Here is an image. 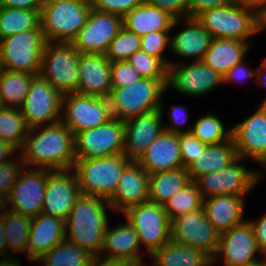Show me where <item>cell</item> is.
Listing matches in <instances>:
<instances>
[{"label":"cell","instance_id":"6da1fadb","mask_svg":"<svg viewBox=\"0 0 266 266\" xmlns=\"http://www.w3.org/2000/svg\"><path fill=\"white\" fill-rule=\"evenodd\" d=\"M19 154L27 168L71 169L76 161L75 135L61 121L30 128Z\"/></svg>","mask_w":266,"mask_h":266},{"label":"cell","instance_id":"7a4b0ae2","mask_svg":"<svg viewBox=\"0 0 266 266\" xmlns=\"http://www.w3.org/2000/svg\"><path fill=\"white\" fill-rule=\"evenodd\" d=\"M107 200L81 194L65 220L66 239L99 257L103 239L109 224Z\"/></svg>","mask_w":266,"mask_h":266},{"label":"cell","instance_id":"3957f363","mask_svg":"<svg viewBox=\"0 0 266 266\" xmlns=\"http://www.w3.org/2000/svg\"><path fill=\"white\" fill-rule=\"evenodd\" d=\"M167 84L168 79L141 78L131 85L112 89L108 98L112 117L125 122L159 109Z\"/></svg>","mask_w":266,"mask_h":266},{"label":"cell","instance_id":"277c9868","mask_svg":"<svg viewBox=\"0 0 266 266\" xmlns=\"http://www.w3.org/2000/svg\"><path fill=\"white\" fill-rule=\"evenodd\" d=\"M130 162L124 153L96 159H76L72 169L81 194L108 201L119 184L124 168Z\"/></svg>","mask_w":266,"mask_h":266},{"label":"cell","instance_id":"5b68a950","mask_svg":"<svg viewBox=\"0 0 266 266\" xmlns=\"http://www.w3.org/2000/svg\"><path fill=\"white\" fill-rule=\"evenodd\" d=\"M196 19L213 38L250 42L257 35V13L233 2L206 10Z\"/></svg>","mask_w":266,"mask_h":266},{"label":"cell","instance_id":"8992f818","mask_svg":"<svg viewBox=\"0 0 266 266\" xmlns=\"http://www.w3.org/2000/svg\"><path fill=\"white\" fill-rule=\"evenodd\" d=\"M80 52L71 43L46 42L39 75L61 95L76 93L79 82Z\"/></svg>","mask_w":266,"mask_h":266},{"label":"cell","instance_id":"52a82bcc","mask_svg":"<svg viewBox=\"0 0 266 266\" xmlns=\"http://www.w3.org/2000/svg\"><path fill=\"white\" fill-rule=\"evenodd\" d=\"M91 9V1L44 3L40 21L45 41L71 43Z\"/></svg>","mask_w":266,"mask_h":266},{"label":"cell","instance_id":"ba28073f","mask_svg":"<svg viewBox=\"0 0 266 266\" xmlns=\"http://www.w3.org/2000/svg\"><path fill=\"white\" fill-rule=\"evenodd\" d=\"M45 44L42 30H27L1 39V69L38 75Z\"/></svg>","mask_w":266,"mask_h":266},{"label":"cell","instance_id":"9c48e42d","mask_svg":"<svg viewBox=\"0 0 266 266\" xmlns=\"http://www.w3.org/2000/svg\"><path fill=\"white\" fill-rule=\"evenodd\" d=\"M123 214L136 230L142 250L144 248L149 256L171 240V221L164 206L147 201L128 208Z\"/></svg>","mask_w":266,"mask_h":266},{"label":"cell","instance_id":"30bf717a","mask_svg":"<svg viewBox=\"0 0 266 266\" xmlns=\"http://www.w3.org/2000/svg\"><path fill=\"white\" fill-rule=\"evenodd\" d=\"M238 157L230 165L198 178L195 183L203 199L215 195H247L257 185L263 174L249 169Z\"/></svg>","mask_w":266,"mask_h":266},{"label":"cell","instance_id":"8fae6325","mask_svg":"<svg viewBox=\"0 0 266 266\" xmlns=\"http://www.w3.org/2000/svg\"><path fill=\"white\" fill-rule=\"evenodd\" d=\"M112 111L108 98L69 93L62 96L61 122L74 135L108 122Z\"/></svg>","mask_w":266,"mask_h":266},{"label":"cell","instance_id":"7c38bea8","mask_svg":"<svg viewBox=\"0 0 266 266\" xmlns=\"http://www.w3.org/2000/svg\"><path fill=\"white\" fill-rule=\"evenodd\" d=\"M187 62L170 59L167 89L186 97L200 98L223 85V77L202 60Z\"/></svg>","mask_w":266,"mask_h":266},{"label":"cell","instance_id":"4fadbf2b","mask_svg":"<svg viewBox=\"0 0 266 266\" xmlns=\"http://www.w3.org/2000/svg\"><path fill=\"white\" fill-rule=\"evenodd\" d=\"M170 233L175 243L199 249L211 259L216 255L220 233L206 218L203 207L172 219Z\"/></svg>","mask_w":266,"mask_h":266},{"label":"cell","instance_id":"5bb4252c","mask_svg":"<svg viewBox=\"0 0 266 266\" xmlns=\"http://www.w3.org/2000/svg\"><path fill=\"white\" fill-rule=\"evenodd\" d=\"M62 96L39 74L31 80L20 111L28 128L47 126L61 121Z\"/></svg>","mask_w":266,"mask_h":266},{"label":"cell","instance_id":"9a60e30c","mask_svg":"<svg viewBox=\"0 0 266 266\" xmlns=\"http://www.w3.org/2000/svg\"><path fill=\"white\" fill-rule=\"evenodd\" d=\"M76 159H96L124 153V122L111 118L105 124L75 135Z\"/></svg>","mask_w":266,"mask_h":266},{"label":"cell","instance_id":"2e32d148","mask_svg":"<svg viewBox=\"0 0 266 266\" xmlns=\"http://www.w3.org/2000/svg\"><path fill=\"white\" fill-rule=\"evenodd\" d=\"M47 177L48 169L24 167L2 205L23 216L35 218L43 210Z\"/></svg>","mask_w":266,"mask_h":266},{"label":"cell","instance_id":"e0dca14e","mask_svg":"<svg viewBox=\"0 0 266 266\" xmlns=\"http://www.w3.org/2000/svg\"><path fill=\"white\" fill-rule=\"evenodd\" d=\"M266 257L257 245L250 222L246 219L220 234L219 247L212 258V266L222 260L224 266H242Z\"/></svg>","mask_w":266,"mask_h":266},{"label":"cell","instance_id":"ac0fdd59","mask_svg":"<svg viewBox=\"0 0 266 266\" xmlns=\"http://www.w3.org/2000/svg\"><path fill=\"white\" fill-rule=\"evenodd\" d=\"M122 26V17L92 8L71 44L80 53L105 54Z\"/></svg>","mask_w":266,"mask_h":266},{"label":"cell","instance_id":"d6986e66","mask_svg":"<svg viewBox=\"0 0 266 266\" xmlns=\"http://www.w3.org/2000/svg\"><path fill=\"white\" fill-rule=\"evenodd\" d=\"M238 157L251 159L262 166L266 162V103L253 114L231 127Z\"/></svg>","mask_w":266,"mask_h":266},{"label":"cell","instance_id":"ffe728a7","mask_svg":"<svg viewBox=\"0 0 266 266\" xmlns=\"http://www.w3.org/2000/svg\"><path fill=\"white\" fill-rule=\"evenodd\" d=\"M81 195L74 170H48L42 213L66 220Z\"/></svg>","mask_w":266,"mask_h":266},{"label":"cell","instance_id":"44dd1931","mask_svg":"<svg viewBox=\"0 0 266 266\" xmlns=\"http://www.w3.org/2000/svg\"><path fill=\"white\" fill-rule=\"evenodd\" d=\"M160 108L124 122V154L131 161H137L150 144L161 134L163 114L165 113L164 95Z\"/></svg>","mask_w":266,"mask_h":266},{"label":"cell","instance_id":"7402d4cb","mask_svg":"<svg viewBox=\"0 0 266 266\" xmlns=\"http://www.w3.org/2000/svg\"><path fill=\"white\" fill-rule=\"evenodd\" d=\"M106 229L103 245L98 259L105 261H123L141 263L145 266V257L142 254L139 237L136 230L126 219L116 227ZM142 251V252H141Z\"/></svg>","mask_w":266,"mask_h":266},{"label":"cell","instance_id":"603a6c76","mask_svg":"<svg viewBox=\"0 0 266 266\" xmlns=\"http://www.w3.org/2000/svg\"><path fill=\"white\" fill-rule=\"evenodd\" d=\"M149 201V174L137 162L131 161L123 170L119 184L108 203L115 213Z\"/></svg>","mask_w":266,"mask_h":266},{"label":"cell","instance_id":"cb8c5ba5","mask_svg":"<svg viewBox=\"0 0 266 266\" xmlns=\"http://www.w3.org/2000/svg\"><path fill=\"white\" fill-rule=\"evenodd\" d=\"M111 62L105 54L80 53L77 94L109 98Z\"/></svg>","mask_w":266,"mask_h":266},{"label":"cell","instance_id":"d4e9b609","mask_svg":"<svg viewBox=\"0 0 266 266\" xmlns=\"http://www.w3.org/2000/svg\"><path fill=\"white\" fill-rule=\"evenodd\" d=\"M180 23L187 25L177 33L171 30L170 51L184 60H203L213 37L196 18H182Z\"/></svg>","mask_w":266,"mask_h":266},{"label":"cell","instance_id":"484cf974","mask_svg":"<svg viewBox=\"0 0 266 266\" xmlns=\"http://www.w3.org/2000/svg\"><path fill=\"white\" fill-rule=\"evenodd\" d=\"M137 162L149 175L182 168L178 134L163 130Z\"/></svg>","mask_w":266,"mask_h":266},{"label":"cell","instance_id":"4316f807","mask_svg":"<svg viewBox=\"0 0 266 266\" xmlns=\"http://www.w3.org/2000/svg\"><path fill=\"white\" fill-rule=\"evenodd\" d=\"M66 239L65 221L41 213L32 218L28 239V260L33 264L43 254Z\"/></svg>","mask_w":266,"mask_h":266},{"label":"cell","instance_id":"83f0119b","mask_svg":"<svg viewBox=\"0 0 266 266\" xmlns=\"http://www.w3.org/2000/svg\"><path fill=\"white\" fill-rule=\"evenodd\" d=\"M246 195H215L203 200L205 216L220 233L230 230L245 219Z\"/></svg>","mask_w":266,"mask_h":266},{"label":"cell","instance_id":"f1b7e54d","mask_svg":"<svg viewBox=\"0 0 266 266\" xmlns=\"http://www.w3.org/2000/svg\"><path fill=\"white\" fill-rule=\"evenodd\" d=\"M180 24L168 13L144 1L123 17V26L140 37L149 32L171 31Z\"/></svg>","mask_w":266,"mask_h":266},{"label":"cell","instance_id":"f546056e","mask_svg":"<svg viewBox=\"0 0 266 266\" xmlns=\"http://www.w3.org/2000/svg\"><path fill=\"white\" fill-rule=\"evenodd\" d=\"M251 43L252 41L212 38L210 47L202 61L224 77L235 64L246 59L245 57L252 47Z\"/></svg>","mask_w":266,"mask_h":266},{"label":"cell","instance_id":"4dcf8cb0","mask_svg":"<svg viewBox=\"0 0 266 266\" xmlns=\"http://www.w3.org/2000/svg\"><path fill=\"white\" fill-rule=\"evenodd\" d=\"M237 158L238 154L232 137L220 144L207 145L198 159L187 168L190 180L196 181L208 173L219 171Z\"/></svg>","mask_w":266,"mask_h":266},{"label":"cell","instance_id":"1f68e13d","mask_svg":"<svg viewBox=\"0 0 266 266\" xmlns=\"http://www.w3.org/2000/svg\"><path fill=\"white\" fill-rule=\"evenodd\" d=\"M149 257L150 266H212V259L201 250L171 240Z\"/></svg>","mask_w":266,"mask_h":266},{"label":"cell","instance_id":"d6a6232c","mask_svg":"<svg viewBox=\"0 0 266 266\" xmlns=\"http://www.w3.org/2000/svg\"><path fill=\"white\" fill-rule=\"evenodd\" d=\"M187 169L177 168L149 175V201L164 205L190 182Z\"/></svg>","mask_w":266,"mask_h":266},{"label":"cell","instance_id":"836d02e7","mask_svg":"<svg viewBox=\"0 0 266 266\" xmlns=\"http://www.w3.org/2000/svg\"><path fill=\"white\" fill-rule=\"evenodd\" d=\"M0 210L3 212V223L6 237V257L12 256L7 250L17 254H25L28 257V239L30 236V225L32 218L23 216L18 212L4 207L2 204ZM9 253V254H8Z\"/></svg>","mask_w":266,"mask_h":266},{"label":"cell","instance_id":"e575fe53","mask_svg":"<svg viewBox=\"0 0 266 266\" xmlns=\"http://www.w3.org/2000/svg\"><path fill=\"white\" fill-rule=\"evenodd\" d=\"M95 259L96 257L87 250L64 239L35 263L41 266H93Z\"/></svg>","mask_w":266,"mask_h":266},{"label":"cell","instance_id":"d590c367","mask_svg":"<svg viewBox=\"0 0 266 266\" xmlns=\"http://www.w3.org/2000/svg\"><path fill=\"white\" fill-rule=\"evenodd\" d=\"M35 74L27 72L0 70V99L3 106H22L29 91L31 80Z\"/></svg>","mask_w":266,"mask_h":266},{"label":"cell","instance_id":"8d00e7d4","mask_svg":"<svg viewBox=\"0 0 266 266\" xmlns=\"http://www.w3.org/2000/svg\"><path fill=\"white\" fill-rule=\"evenodd\" d=\"M40 11L1 7L0 40L27 30H41Z\"/></svg>","mask_w":266,"mask_h":266},{"label":"cell","instance_id":"74e56055","mask_svg":"<svg viewBox=\"0 0 266 266\" xmlns=\"http://www.w3.org/2000/svg\"><path fill=\"white\" fill-rule=\"evenodd\" d=\"M28 126L19 108L4 106L0 110V140L14 145L19 151L23 147Z\"/></svg>","mask_w":266,"mask_h":266},{"label":"cell","instance_id":"f35d334b","mask_svg":"<svg viewBox=\"0 0 266 266\" xmlns=\"http://www.w3.org/2000/svg\"><path fill=\"white\" fill-rule=\"evenodd\" d=\"M191 133L207 145L220 144L231 138V128H225L222 120L214 112L200 116L192 124Z\"/></svg>","mask_w":266,"mask_h":266},{"label":"cell","instance_id":"ab89813d","mask_svg":"<svg viewBox=\"0 0 266 266\" xmlns=\"http://www.w3.org/2000/svg\"><path fill=\"white\" fill-rule=\"evenodd\" d=\"M203 197L195 181H190L184 188L172 196L163 206L170 221L180 215L203 207Z\"/></svg>","mask_w":266,"mask_h":266},{"label":"cell","instance_id":"60d3db41","mask_svg":"<svg viewBox=\"0 0 266 266\" xmlns=\"http://www.w3.org/2000/svg\"><path fill=\"white\" fill-rule=\"evenodd\" d=\"M140 48L141 37L122 26L117 36L110 43L105 56L111 63L127 61Z\"/></svg>","mask_w":266,"mask_h":266},{"label":"cell","instance_id":"b9f144b4","mask_svg":"<svg viewBox=\"0 0 266 266\" xmlns=\"http://www.w3.org/2000/svg\"><path fill=\"white\" fill-rule=\"evenodd\" d=\"M142 78L168 79L169 67L159 58L137 50L127 60Z\"/></svg>","mask_w":266,"mask_h":266},{"label":"cell","instance_id":"7bdbcfd3","mask_svg":"<svg viewBox=\"0 0 266 266\" xmlns=\"http://www.w3.org/2000/svg\"><path fill=\"white\" fill-rule=\"evenodd\" d=\"M170 33L171 31L149 32L141 37L140 48L150 56L161 59L168 67L170 58L164 52L170 49Z\"/></svg>","mask_w":266,"mask_h":266},{"label":"cell","instance_id":"ee69618b","mask_svg":"<svg viewBox=\"0 0 266 266\" xmlns=\"http://www.w3.org/2000/svg\"><path fill=\"white\" fill-rule=\"evenodd\" d=\"M24 167L25 165L20 155L15 159L0 164V204H3L8 198Z\"/></svg>","mask_w":266,"mask_h":266},{"label":"cell","instance_id":"f6af8a7d","mask_svg":"<svg viewBox=\"0 0 266 266\" xmlns=\"http://www.w3.org/2000/svg\"><path fill=\"white\" fill-rule=\"evenodd\" d=\"M182 167L187 169L206 149L207 144L202 143L191 132L179 133Z\"/></svg>","mask_w":266,"mask_h":266},{"label":"cell","instance_id":"bcb514c9","mask_svg":"<svg viewBox=\"0 0 266 266\" xmlns=\"http://www.w3.org/2000/svg\"><path fill=\"white\" fill-rule=\"evenodd\" d=\"M141 78L140 74L128 61H117L111 63L112 89L131 85Z\"/></svg>","mask_w":266,"mask_h":266},{"label":"cell","instance_id":"7dc6e473","mask_svg":"<svg viewBox=\"0 0 266 266\" xmlns=\"http://www.w3.org/2000/svg\"><path fill=\"white\" fill-rule=\"evenodd\" d=\"M92 8L105 12L124 17L132 9L140 5L143 0H90Z\"/></svg>","mask_w":266,"mask_h":266},{"label":"cell","instance_id":"c3c4849f","mask_svg":"<svg viewBox=\"0 0 266 266\" xmlns=\"http://www.w3.org/2000/svg\"><path fill=\"white\" fill-rule=\"evenodd\" d=\"M168 112L171 123L163 125L165 132L176 134L191 132L192 124L189 127L184 128L189 120V111L184 105H171Z\"/></svg>","mask_w":266,"mask_h":266},{"label":"cell","instance_id":"681fc988","mask_svg":"<svg viewBox=\"0 0 266 266\" xmlns=\"http://www.w3.org/2000/svg\"><path fill=\"white\" fill-rule=\"evenodd\" d=\"M145 3L158 7L175 20L188 17L189 0H143Z\"/></svg>","mask_w":266,"mask_h":266},{"label":"cell","instance_id":"f907efd6","mask_svg":"<svg viewBox=\"0 0 266 266\" xmlns=\"http://www.w3.org/2000/svg\"><path fill=\"white\" fill-rule=\"evenodd\" d=\"M244 59L238 64H235L223 77V84H230L231 83H240L244 84L247 83V79H251L252 77L256 78L257 76V68L253 69L250 68L247 63H245Z\"/></svg>","mask_w":266,"mask_h":266},{"label":"cell","instance_id":"816d5d0a","mask_svg":"<svg viewBox=\"0 0 266 266\" xmlns=\"http://www.w3.org/2000/svg\"><path fill=\"white\" fill-rule=\"evenodd\" d=\"M232 0H189L188 17L196 18L202 12L231 3Z\"/></svg>","mask_w":266,"mask_h":266},{"label":"cell","instance_id":"f5cc1de1","mask_svg":"<svg viewBox=\"0 0 266 266\" xmlns=\"http://www.w3.org/2000/svg\"><path fill=\"white\" fill-rule=\"evenodd\" d=\"M247 220L252 226L257 245L266 255V213L264 215H261V217L257 220Z\"/></svg>","mask_w":266,"mask_h":266},{"label":"cell","instance_id":"db71d44e","mask_svg":"<svg viewBox=\"0 0 266 266\" xmlns=\"http://www.w3.org/2000/svg\"><path fill=\"white\" fill-rule=\"evenodd\" d=\"M43 0H1L2 7L26 10H41Z\"/></svg>","mask_w":266,"mask_h":266},{"label":"cell","instance_id":"11a10c76","mask_svg":"<svg viewBox=\"0 0 266 266\" xmlns=\"http://www.w3.org/2000/svg\"><path fill=\"white\" fill-rule=\"evenodd\" d=\"M15 152L18 155L20 151L11 143L0 140V164L12 160Z\"/></svg>","mask_w":266,"mask_h":266},{"label":"cell","instance_id":"9f6ffc18","mask_svg":"<svg viewBox=\"0 0 266 266\" xmlns=\"http://www.w3.org/2000/svg\"><path fill=\"white\" fill-rule=\"evenodd\" d=\"M232 2L234 4L252 9L256 13L266 6V0H232Z\"/></svg>","mask_w":266,"mask_h":266},{"label":"cell","instance_id":"6f0895ef","mask_svg":"<svg viewBox=\"0 0 266 266\" xmlns=\"http://www.w3.org/2000/svg\"><path fill=\"white\" fill-rule=\"evenodd\" d=\"M93 266H145V265L135 262L105 261L96 258L94 260Z\"/></svg>","mask_w":266,"mask_h":266},{"label":"cell","instance_id":"680465c9","mask_svg":"<svg viewBox=\"0 0 266 266\" xmlns=\"http://www.w3.org/2000/svg\"><path fill=\"white\" fill-rule=\"evenodd\" d=\"M256 68H257V76L253 82L258 83V85H261L264 88H266V65L263 62H261V65H259ZM263 103H266V97L263 100Z\"/></svg>","mask_w":266,"mask_h":266},{"label":"cell","instance_id":"91938a15","mask_svg":"<svg viewBox=\"0 0 266 266\" xmlns=\"http://www.w3.org/2000/svg\"><path fill=\"white\" fill-rule=\"evenodd\" d=\"M3 223V212L0 210V256L6 257V237Z\"/></svg>","mask_w":266,"mask_h":266},{"label":"cell","instance_id":"94428289","mask_svg":"<svg viewBox=\"0 0 266 266\" xmlns=\"http://www.w3.org/2000/svg\"><path fill=\"white\" fill-rule=\"evenodd\" d=\"M266 30V6L257 13V34Z\"/></svg>","mask_w":266,"mask_h":266},{"label":"cell","instance_id":"6125c7cd","mask_svg":"<svg viewBox=\"0 0 266 266\" xmlns=\"http://www.w3.org/2000/svg\"><path fill=\"white\" fill-rule=\"evenodd\" d=\"M22 261L20 258H16L14 256H7L0 259V266H21Z\"/></svg>","mask_w":266,"mask_h":266},{"label":"cell","instance_id":"be15d7a7","mask_svg":"<svg viewBox=\"0 0 266 266\" xmlns=\"http://www.w3.org/2000/svg\"><path fill=\"white\" fill-rule=\"evenodd\" d=\"M242 266H266V257H262L260 260Z\"/></svg>","mask_w":266,"mask_h":266},{"label":"cell","instance_id":"e7e4bbea","mask_svg":"<svg viewBox=\"0 0 266 266\" xmlns=\"http://www.w3.org/2000/svg\"><path fill=\"white\" fill-rule=\"evenodd\" d=\"M77 1H90V0H43V3L77 2Z\"/></svg>","mask_w":266,"mask_h":266},{"label":"cell","instance_id":"03108f58","mask_svg":"<svg viewBox=\"0 0 266 266\" xmlns=\"http://www.w3.org/2000/svg\"><path fill=\"white\" fill-rule=\"evenodd\" d=\"M261 168H263L264 171L266 172V162L261 166Z\"/></svg>","mask_w":266,"mask_h":266},{"label":"cell","instance_id":"003e7915","mask_svg":"<svg viewBox=\"0 0 266 266\" xmlns=\"http://www.w3.org/2000/svg\"><path fill=\"white\" fill-rule=\"evenodd\" d=\"M3 107H4V106H3L2 102H1V99H0V110H1Z\"/></svg>","mask_w":266,"mask_h":266}]
</instances>
